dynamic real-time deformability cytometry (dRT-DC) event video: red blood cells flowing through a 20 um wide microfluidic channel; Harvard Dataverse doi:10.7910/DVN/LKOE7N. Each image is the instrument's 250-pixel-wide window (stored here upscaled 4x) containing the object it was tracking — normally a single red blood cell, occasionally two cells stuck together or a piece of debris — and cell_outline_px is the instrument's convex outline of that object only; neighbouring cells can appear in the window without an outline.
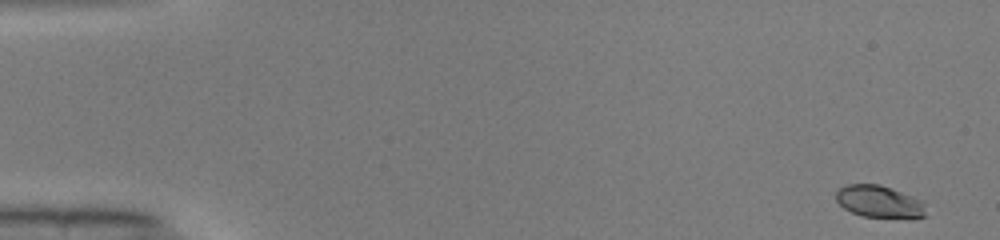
{"species": "common noctule bat (a hibernating species)", "species_latin": "Nyctalus noctula", "temperature_condition": "warm", "stored_images_in_passage": 49, "camera_frame_rate_fps": 3000, "um_per_image_px": 0.085, "animal": {"sex": "male", "body_mass_g": 19.0, "forearm_length_mm": 50.8}, "frame": {"image": 1, "passage_image": 1, "time_ms": 0.0, "image_size_px": [1000, 240], "cell_outline_px": [[924, 216], [916, 220], [860, 216], [844, 208], [836, 200], [836, 192], [840, 188], [848, 184], [880, 184], [912, 196], [920, 200], [924, 204]], "centroid_in_image_um": [74.76, 17.17], "position_along_channel_um": 10.2, "area_um2": 17.11}}
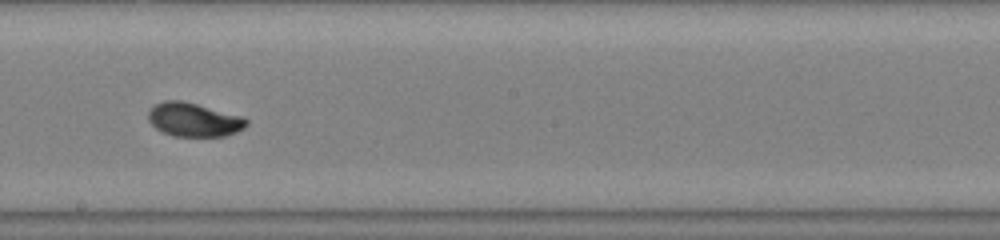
{"frame": {"image": 2, "passage_image": 28, "time_ms": 9.0, "image_size_px": [1000, 240], "cell_outline_px": [[248, 124], [244, 128], [236, 132], [224, 136], [172, 136], [156, 128], [148, 120], [148, 112], [156, 104], [164, 100], [180, 100], [196, 104], [240, 116], [248, 120]], "centroid_in_image_um": [16.46, 10.18], "position_along_channel_um": 231.7, "area_um2": 19.02}}
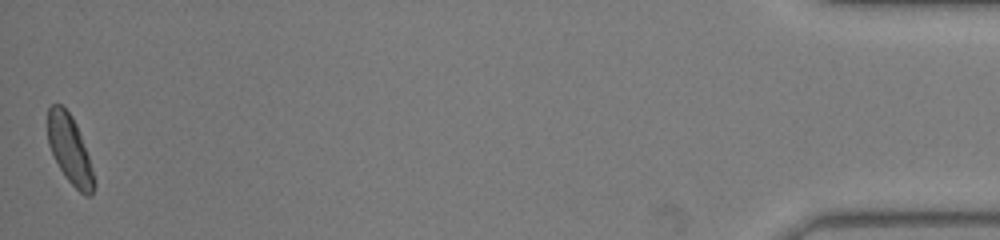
{"frame": {"image": 3, "passage_image": 49, "time_ms": 16.0, "image_size_px": [1000, 240], "cell_outline_px": [[96, 184], [92, 196], [84, 196], [64, 176], [48, 144], [48, 108], [52, 104], [60, 104], [72, 116], [76, 124], [88, 156]], "centroid_in_image_um": [5.94, 12.74], "position_along_channel_um": 429.3, "area_um2": 18.15}, "authors_computed_cell_mechanics": {"area_um2": 18.4382, "velocity_mm_per_s": 4.081, "shape_relaxation_time_tau1_ms": 3.4823, "shape_relaxation_time_tau2_ms": 0.9691, "deformation_change_tau1": 0.1545, "deformation_change_tau2": 0.0366}}